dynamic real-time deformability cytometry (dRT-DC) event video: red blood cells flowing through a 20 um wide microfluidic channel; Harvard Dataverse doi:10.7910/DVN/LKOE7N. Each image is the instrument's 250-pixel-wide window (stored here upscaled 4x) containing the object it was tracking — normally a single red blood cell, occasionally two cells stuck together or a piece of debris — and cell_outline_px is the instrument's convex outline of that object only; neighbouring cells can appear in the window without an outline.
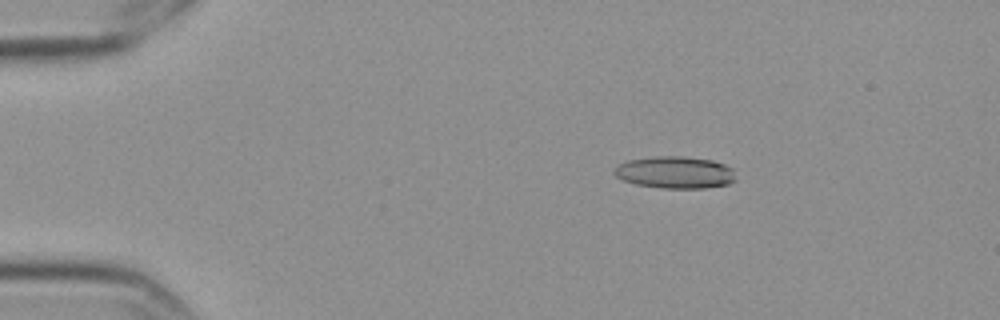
{"species": "Egyptian fruit bat (a non-hibernating species)", "species_latin": "Rousettus aegyptiacus", "temperature_condition": "cold", "stored_images_in_passage": 7, "camera_frame_rate_fps": 3000, "um_per_image_px": 0.085, "frame": {"image": 1, "passage_image": 4, "time_ms": 1.0, "image_size_px": [1000, 320], "cell_outline_px": [[736, 180], [728, 184], [704, 188], [664, 188], [636, 184], [624, 180], [616, 176], [612, 172], [616, 164], [628, 160], [656, 156], [684, 156], [712, 160], [724, 164], [732, 168]], "centroid_in_image_um": [57.36, 14.64], "position_along_channel_um": 27.6, "area_um2": 22.77}}
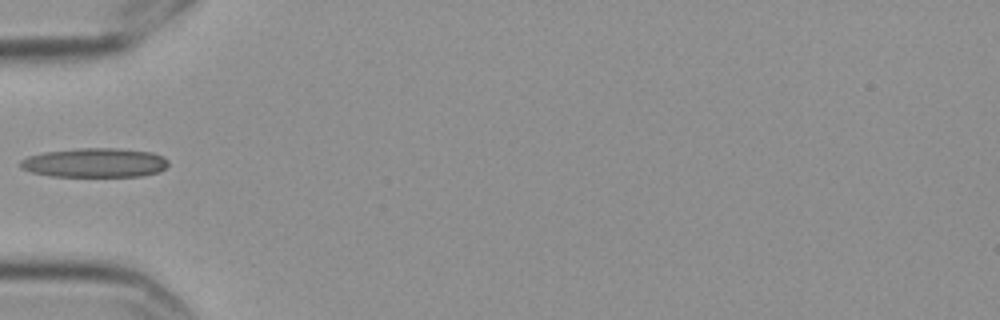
{"frame": {"image": 2, "passage_image": 6, "time_ms": 1.667, "image_size_px": [1000, 320], "cell_outline_px": [[168, 164], [160, 172], [140, 176], [52, 176], [32, 172], [20, 168], [20, 160], [28, 156], [44, 152], [80, 148], [116, 148], [152, 152], [164, 156], [168, 160]], "centroid_in_image_um": [8.07, 13.83], "position_along_channel_um": 76.9, "area_um2": 25.26}}
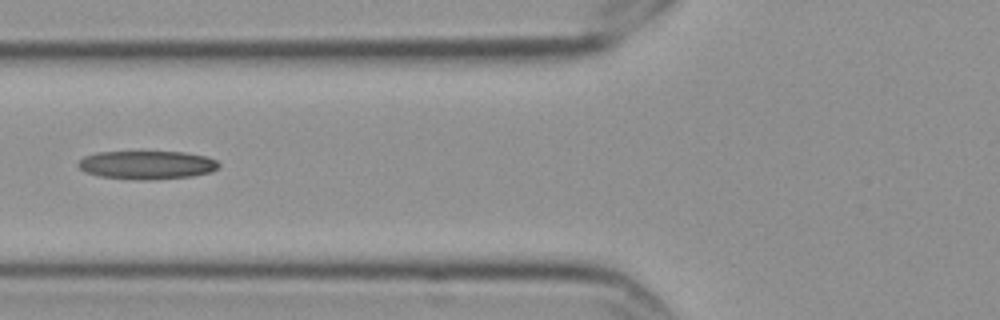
{"frame": {"image": 3, "passage_image": 7, "time_ms": 2.0, "image_size_px": [1000, 320], "cell_outline_px": [[220, 164], [212, 172], [192, 176], [152, 180], [136, 180], [100, 176], [84, 172], [76, 164], [84, 156], [96, 152], [184, 152], [208, 156], [216, 160]], "centroid_in_image_um": [12.49, 14.02], "position_along_channel_um": 113.3, "area_um2": 23.47}}